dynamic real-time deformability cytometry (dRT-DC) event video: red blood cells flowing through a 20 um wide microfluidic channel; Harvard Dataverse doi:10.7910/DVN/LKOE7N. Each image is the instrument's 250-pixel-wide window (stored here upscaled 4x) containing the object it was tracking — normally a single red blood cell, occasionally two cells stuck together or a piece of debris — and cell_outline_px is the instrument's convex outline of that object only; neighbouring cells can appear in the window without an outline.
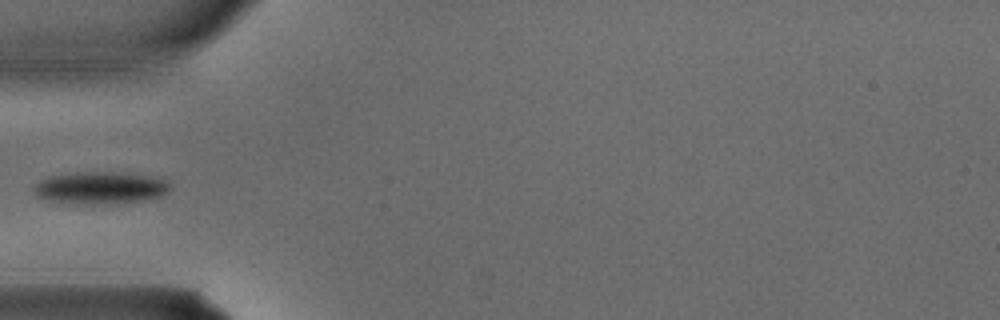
{"species": "common noctule bat (a hibernating species)", "species_latin": "Nyctalus noctula", "temperature_condition": "warm", "stored_images_in_passage": 4, "camera_frame_rate_fps": 3000, "um_per_image_px": 0.085, "animal": {"sex": "male", "body_mass_g": 15.6}, "frame": {"image": 1, "passage_image": 4, "time_ms": 1.0, "image_size_px": [1000, 320], "cell_outline_px": [[172, 188], [168, 192], [160, 196], [144, 200], [96, 204], [44, 200], [36, 196], [32, 192], [32, 188], [40, 180], [48, 176], [76, 172], [124, 172], [160, 176]], "centroid_in_image_um": [8.53, 15.93], "position_along_channel_um": 76.5, "area_um2": 25.78}}